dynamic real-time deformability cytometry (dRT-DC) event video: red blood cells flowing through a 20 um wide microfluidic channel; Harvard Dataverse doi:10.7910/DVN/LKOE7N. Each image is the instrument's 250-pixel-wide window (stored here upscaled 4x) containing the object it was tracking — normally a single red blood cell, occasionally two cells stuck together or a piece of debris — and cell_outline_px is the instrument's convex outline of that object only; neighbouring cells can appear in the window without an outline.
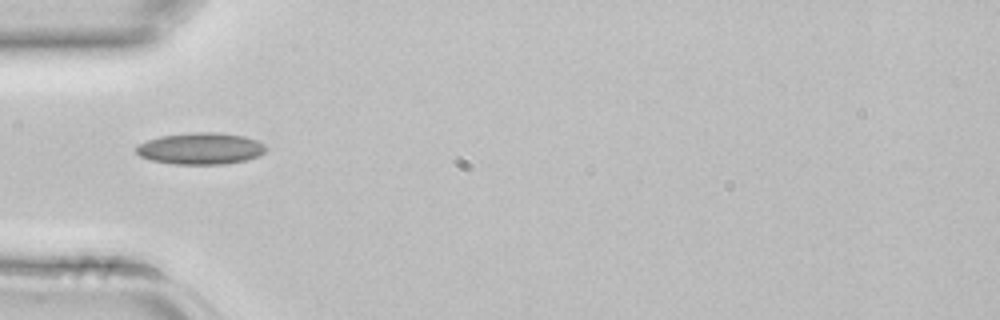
{"species": "common noctule bat (a hibernating species)", "species_latin": "Nyctalus noctula", "temperature_condition": "room temperature", "stored_images_in_passage": 1, "camera_frame_rate_fps": 3000, "um_per_image_px": 0.085, "animal": {"sex": "female", "body_mass_g": 22.7, "forearm_length_mm": 54.2}, "frame": {"image": 1, "passage_image": 1, "time_ms": 0.0, "image_size_px": [1000, 320], "cell_outline_px": [[268, 148], [260, 156], [244, 160], [224, 164], [172, 164], [152, 160], [140, 156], [136, 152], [136, 148], [140, 144], [148, 140], [160, 136], [192, 132], [216, 132], [244, 136], [256, 140], [264, 144]], "centroid_in_image_um": [17.07, 12.62], "position_along_channel_um": 67.9, "area_um2": 23.87}}